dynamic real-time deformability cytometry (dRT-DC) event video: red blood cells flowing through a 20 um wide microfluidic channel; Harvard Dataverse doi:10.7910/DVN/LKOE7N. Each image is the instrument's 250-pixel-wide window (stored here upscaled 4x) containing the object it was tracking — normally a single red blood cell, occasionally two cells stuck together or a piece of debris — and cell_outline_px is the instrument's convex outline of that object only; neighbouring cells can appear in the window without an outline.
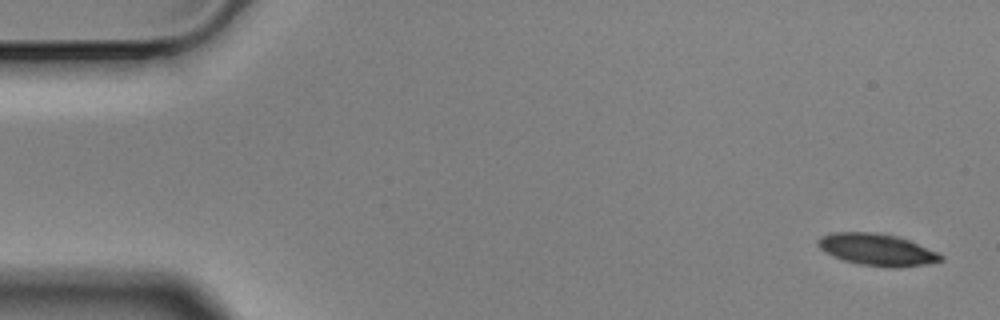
{"species": "Egyptian fruit bat (a non-hibernating species)", "species_latin": "Rousettus aegyptiacus", "temperature_condition": "cold", "stored_images_in_passage": 5, "camera_frame_rate_fps": 3000, "um_per_image_px": 0.085, "animal": {"sex": "male"}, "frame": {"image": 1, "passage_image": 1, "time_ms": 0.0, "image_size_px": [1000, 320], "cell_outline_px": [[944, 260], [924, 264], [860, 264], [844, 260], [832, 256], [820, 248], [816, 244], [816, 240], [820, 236], [832, 232], [872, 232], [892, 236], [908, 240], [936, 252], [944, 256]], "centroid_in_image_um": [74.43, 21.16], "position_along_channel_um": 10.6, "area_um2": 21.56}}
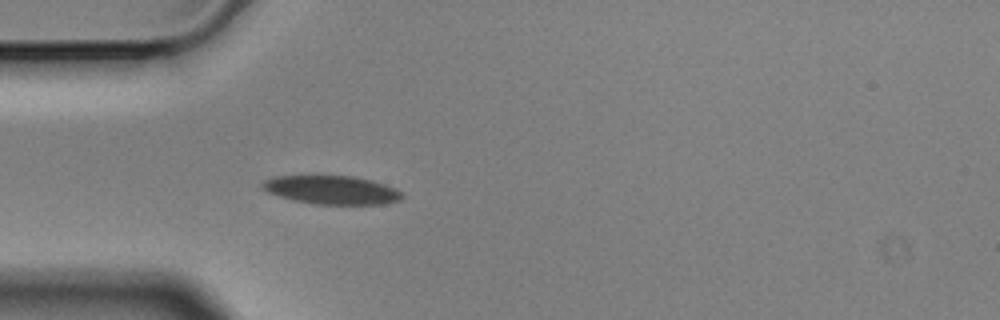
{"frame": {"image": 2, "passage_image": 5, "time_ms": 1.333, "image_size_px": [1000, 320], "cell_outline_px": [[404, 196], [400, 200], [384, 204], [316, 204], [292, 200], [268, 192], [260, 188], [260, 184], [264, 180], [272, 176], [352, 176], [372, 180], [396, 188]], "centroid_in_image_um": [28.17, 16.14], "position_along_channel_um": 56.8, "area_um2": 23.29}}